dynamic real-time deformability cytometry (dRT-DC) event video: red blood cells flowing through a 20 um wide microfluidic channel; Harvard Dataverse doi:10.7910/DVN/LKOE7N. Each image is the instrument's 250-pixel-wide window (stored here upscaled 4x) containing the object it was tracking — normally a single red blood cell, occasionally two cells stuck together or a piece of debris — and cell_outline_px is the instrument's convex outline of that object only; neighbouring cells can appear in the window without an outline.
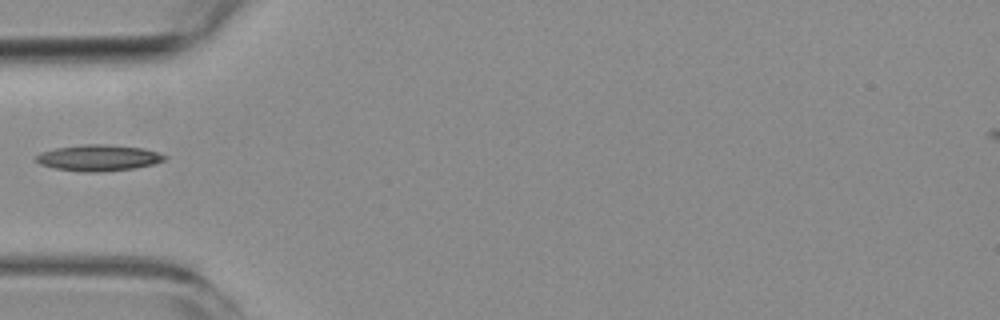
{"species": "common noctule bat (a hibernating species)", "species_latin": "Nyctalus noctula", "temperature_condition": "room temperature", "stored_images_in_passage": 2, "camera_frame_rate_fps": 3000, "um_per_image_px": 0.085, "animal": {"sex": "female", "body_mass_g": 19.3, "forearm_length_mm": 54.1}, "frame": {"image": 1, "passage_image": 1, "time_ms": 0.0, "image_size_px": [1000, 320], "cell_outline_px": [[168, 156], [164, 160], [152, 164], [136, 168], [100, 172], [80, 172], [56, 168], [40, 164], [36, 160], [36, 156], [40, 152], [56, 148], [84, 144], [104, 144], [144, 148]], "centroid_in_image_um": [8.37, 13.42], "position_along_channel_um": 76.6, "area_um2": 19.54}}
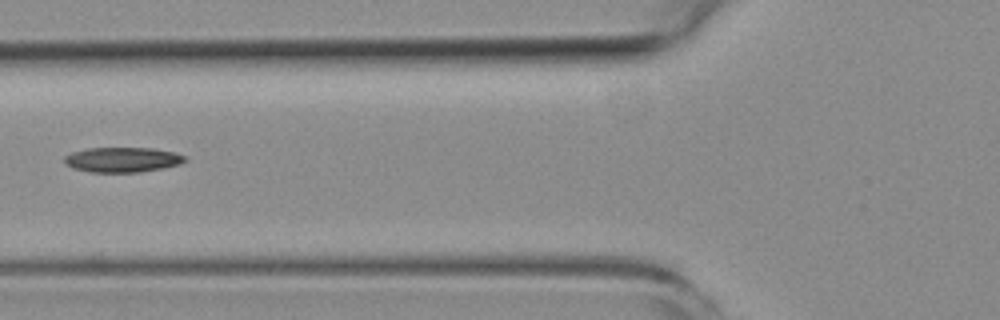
{"frame": {"image": 2, "passage_image": 2, "time_ms": 1.0, "image_size_px": [1000, 320], "cell_outline_px": [[188, 160], [180, 164], [140, 172], [92, 172], [72, 168], [64, 164], [64, 156], [72, 152], [88, 148], [152, 148], [172, 152], [184, 156]], "centroid_in_image_um": [10.36, 13.57], "position_along_channel_um": 115.4, "area_um2": 17.46}}